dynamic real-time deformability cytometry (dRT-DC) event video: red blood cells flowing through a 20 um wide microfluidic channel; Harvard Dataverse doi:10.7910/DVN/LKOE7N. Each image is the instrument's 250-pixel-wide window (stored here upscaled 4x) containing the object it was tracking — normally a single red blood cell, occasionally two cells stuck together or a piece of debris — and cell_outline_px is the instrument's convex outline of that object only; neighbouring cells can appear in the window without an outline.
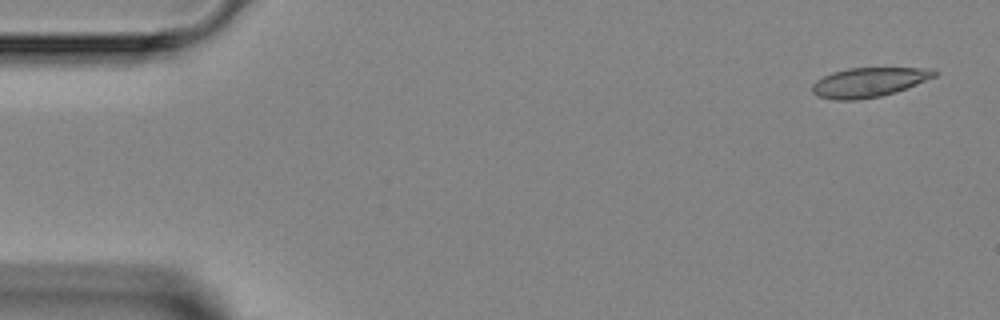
{"species": "Egyptian fruit bat (a non-hibernating species)", "species_latin": "Rousettus aegyptiacus", "temperature_condition": "room temperature", "stored_images_in_passage": 3, "camera_frame_rate_fps": 3000, "um_per_image_px": 0.085, "animal": {"sex": "female"}, "frame": {"image": 1, "passage_image": 1, "time_ms": 0.0, "image_size_px": [1000, 320], "cell_outline_px": [[940, 72], [936, 76], [896, 92], [880, 96], [856, 100], [836, 100], [816, 96], [812, 92], [812, 84], [816, 80], [832, 72], [848, 68], [936, 68]], "centroid_in_image_um": [73.86, 6.99], "position_along_channel_um": 11.1, "area_um2": 21.1}}